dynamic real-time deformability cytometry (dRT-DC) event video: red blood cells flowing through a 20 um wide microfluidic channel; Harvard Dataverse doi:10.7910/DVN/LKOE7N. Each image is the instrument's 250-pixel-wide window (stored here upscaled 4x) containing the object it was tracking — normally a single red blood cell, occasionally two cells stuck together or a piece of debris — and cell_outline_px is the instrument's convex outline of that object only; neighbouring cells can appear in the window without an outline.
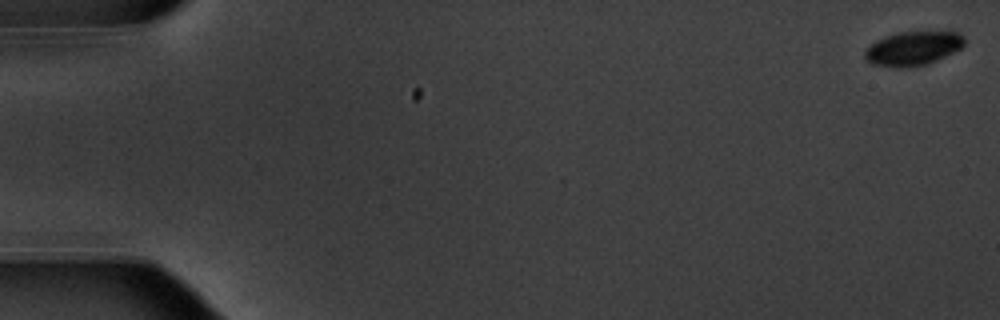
{"species": "common noctule bat (a hibernating species)", "species_latin": "Nyctalus noctula", "temperature_condition": "warm", "stored_images_in_passage": 55, "camera_frame_rate_fps": 3000, "um_per_image_px": 0.085, "animal": {"sex": "male", "body_mass_g": 20.1, "forearm_length_mm": 53.5}, "frame": {"image": 1, "passage_image": 1, "time_ms": 0.0, "image_size_px": [1000, 320], "cell_outline_px": [[964, 44], [960, 48], [928, 64], [900, 68], [896, 68], [872, 64], [864, 56], [864, 52], [872, 44], [888, 36], [900, 32], [956, 32], [964, 36]], "centroid_in_image_um": [77.61, 4.13], "position_along_channel_um": 7.4, "area_um2": 19.25}}
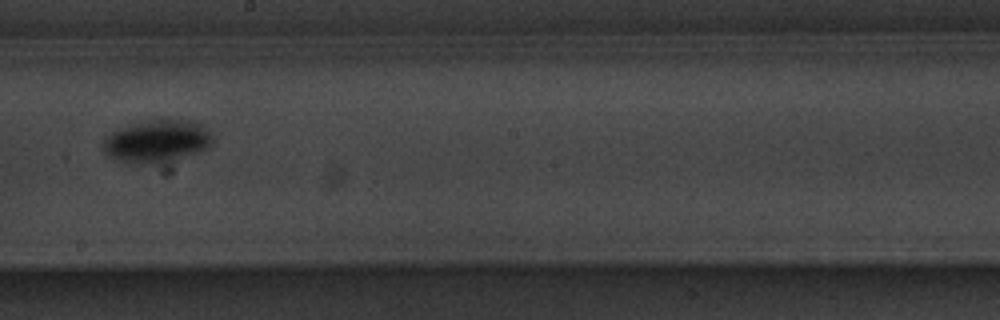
{"frame": {"image": 2, "passage_image": 32, "time_ms": 10.333, "image_size_px": [1000, 320], "cell_outline_px": [[212, 144], [208, 148], [184, 156], [152, 164], [128, 164], [108, 156], [104, 152], [104, 136], [112, 132], [148, 120], [192, 120], [200, 124], [208, 132], [212, 140]], "centroid_in_image_um": [13.3, 12.02], "position_along_channel_um": 234.9, "area_um2": 26.53}}
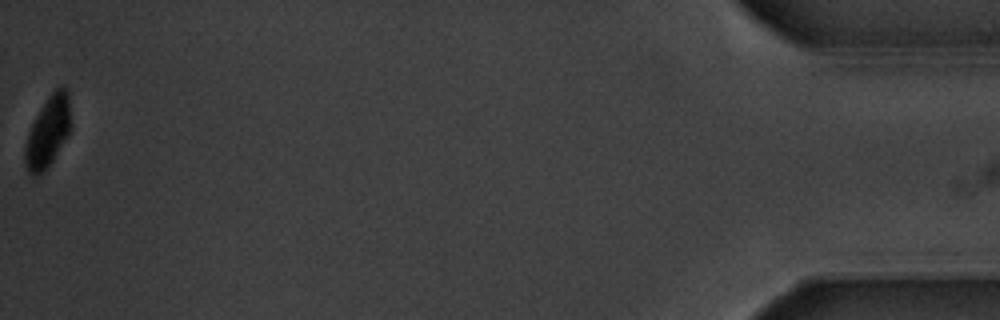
{"frame": {"image": 3, "passage_image": 55, "time_ms": 18.0, "image_size_px": [1000, 320], "cell_outline_px": [[72, 128], [48, 168], [44, 172], [36, 176], [32, 176], [28, 172], [24, 160], [24, 148], [28, 132], [36, 116], [48, 96], [60, 84], [68, 88], [72, 124]], "centroid_in_image_um": [4.1, 11.19], "position_along_channel_um": 431.1, "area_um2": 19.31}, "authors_computed_cell_mechanics": {"area_um2": 21.964, "velocity_mm_per_s": 3.7568, "shape_relaxation_time_tau1_ms": 1.5336, "shape_relaxation_time_tau2_ms": null, "deformation_change_tau1": 0.1396, "deformation_change_tau2": null}}